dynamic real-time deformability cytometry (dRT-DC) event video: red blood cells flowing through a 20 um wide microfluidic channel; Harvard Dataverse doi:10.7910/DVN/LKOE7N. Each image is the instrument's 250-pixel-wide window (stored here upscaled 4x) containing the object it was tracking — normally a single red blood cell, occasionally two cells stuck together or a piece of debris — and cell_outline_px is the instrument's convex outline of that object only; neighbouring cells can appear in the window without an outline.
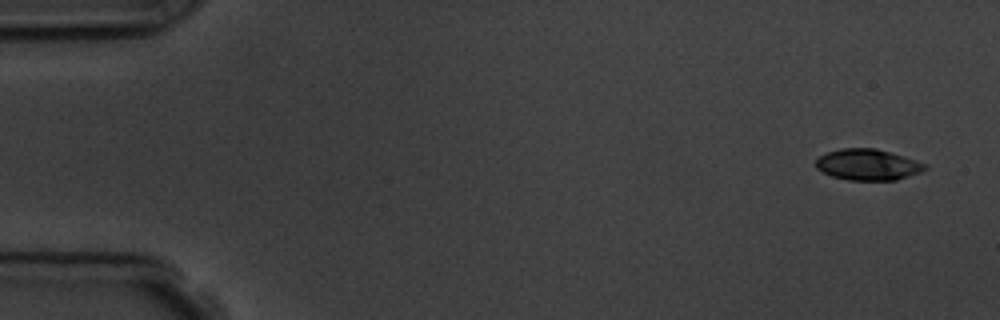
{"species": "common noctule bat (a hibernating species)", "species_latin": "Nyctalus noctula", "temperature_condition": "room temperature", "stored_images_in_passage": 2, "camera_frame_rate_fps": 3000, "um_per_image_px": 0.085, "animal": {"sex": "male", "body_mass_g": 19.5, "forearm_length_mm": 54.6}, "frame": {"image": 1, "passage_image": 2, "time_ms": 1.0, "image_size_px": [1000, 320], "cell_outline_px": [[928, 168], [924, 172], [896, 180], [848, 180], [832, 176], [816, 168], [816, 160], [820, 156], [828, 152], [840, 148], [876, 148], [904, 156], [928, 164]], "centroid_in_image_um": [73.82, 14.0], "position_along_channel_um": 11.2, "area_um2": 19.94}}